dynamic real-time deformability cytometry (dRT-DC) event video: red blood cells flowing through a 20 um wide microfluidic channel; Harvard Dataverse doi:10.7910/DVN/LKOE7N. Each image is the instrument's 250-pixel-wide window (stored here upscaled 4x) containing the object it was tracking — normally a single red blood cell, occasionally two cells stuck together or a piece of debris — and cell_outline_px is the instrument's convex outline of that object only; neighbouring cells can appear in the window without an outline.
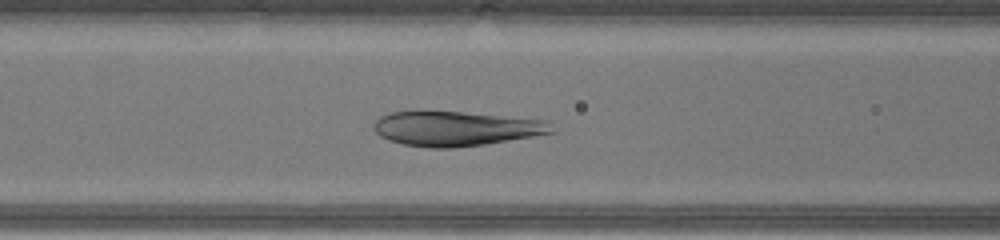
{"species": "human", "species_latin": "Homo sapiens", "temperature_condition": "warm", "stored_images_in_passage": 44, "camera_frame_rate_fps": 3000, "um_per_image_px": 0.085, "donor": {"sex": "male"}, "frame": {"image": 1, "passage_image": 16, "time_ms": 5.0, "image_size_px": [1000, 240], "cell_outline_px": [[556, 132], [484, 144], [456, 148], [432, 148], [404, 144], [388, 140], [380, 136], [372, 128], [376, 120], [380, 116], [392, 112], [460, 112], [548, 120]], "centroid_in_image_um": [38.75, 10.94], "position_along_channel_um": 127.8, "area_um2": 35.6}}
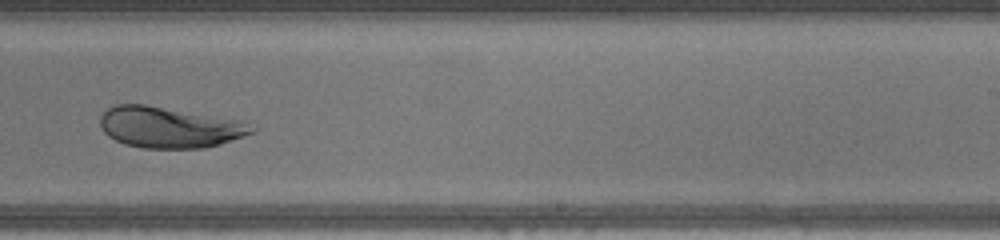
{"frame": {"image": 2, "passage_image": 26, "time_ms": 8.333, "image_size_px": [1000, 240], "cell_outline_px": [[256, 128], [252, 132], [220, 144], [204, 148], [144, 148], [124, 144], [108, 136], [104, 132], [100, 124], [100, 116], [108, 108], [116, 104], [144, 104], [248, 120]], "centroid_in_image_um": [14.43, 10.8], "position_along_channel_um": 274.6, "area_um2": 36.59}}
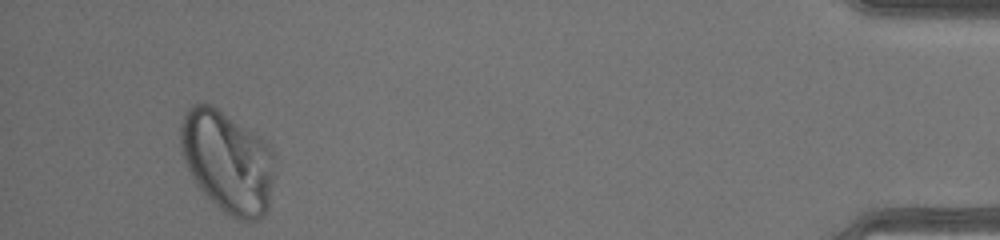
{"frame": {"image": 3, "passage_image": 41, "time_ms": 13.333, "image_size_px": [1000, 240], "cell_outline_px": [[276, 156], [272, 184], [268, 208], [264, 216], [256, 220], [236, 220], [228, 216], [196, 184], [184, 160], [180, 148], [180, 124], [184, 112], [192, 104], [204, 100], [212, 104], [268, 144], [272, 148]], "centroid_in_image_um": [19.33, 13.72], "position_along_channel_um": 415.9, "area_um2": 56.12}, "authors_computed_cell_mechanics": {"area_um2": 44.6505, "velocity_mm_per_s": 4.4062, "shape_relaxation_time_tau1_ms": 2.839, "shape_relaxation_time_tau2_ms": null, "deformation_change_tau1": 0.1765, "deformation_change_tau2": null}}